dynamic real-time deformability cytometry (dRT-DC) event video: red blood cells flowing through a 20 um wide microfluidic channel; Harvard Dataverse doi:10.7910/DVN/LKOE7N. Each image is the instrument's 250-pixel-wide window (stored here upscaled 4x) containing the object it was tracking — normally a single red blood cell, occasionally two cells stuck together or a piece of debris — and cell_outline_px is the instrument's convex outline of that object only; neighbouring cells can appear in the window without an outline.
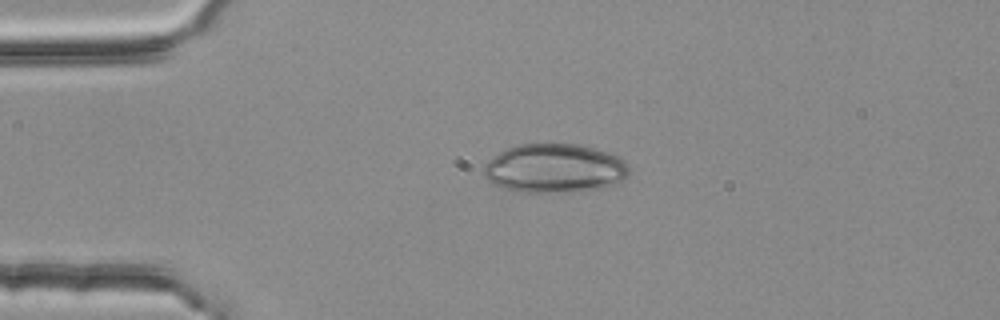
{"species": "common noctule bat (a hibernating species)", "species_latin": "Nyctalus noctula", "temperature_condition": "room temperature", "stored_images_in_passage": 2, "camera_frame_rate_fps": 3000, "um_per_image_px": 0.085, "animal": {"sex": "female", "body_mass_g": 25.1}, "frame": {"image": 1, "passage_image": 1, "time_ms": 0.0, "image_size_px": [1000, 320], "cell_outline_px": [[628, 176], [624, 180], [616, 184], [600, 188], [572, 192], [516, 192], [500, 188], [488, 180], [484, 176], [484, 164], [488, 160], [504, 148], [516, 144], [580, 144], [596, 148], [620, 156], [628, 164]], "centroid_in_image_um": [47.13, 14.31], "position_along_channel_um": 37.9, "area_um2": 42.14}}